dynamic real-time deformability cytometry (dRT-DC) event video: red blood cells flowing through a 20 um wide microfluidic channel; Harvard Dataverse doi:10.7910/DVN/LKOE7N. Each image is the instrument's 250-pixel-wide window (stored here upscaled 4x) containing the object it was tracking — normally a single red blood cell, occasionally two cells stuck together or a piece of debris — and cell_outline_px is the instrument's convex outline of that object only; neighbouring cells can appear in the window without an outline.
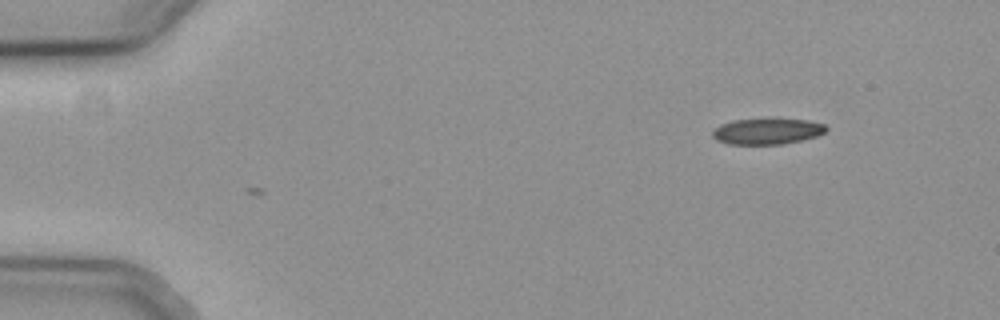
{"species": "common noctule bat (a hibernating species)", "species_latin": "Nyctalus noctula", "temperature_condition": "cold", "stored_images_in_passage": 7, "camera_frame_rate_fps": 3000, "um_per_image_px": 0.085, "animal": {"sex": "female", "body_mass_g": 19.3, "forearm_length_mm": 54.1}, "frame": {"image": 1, "passage_image": 7, "time_ms": 2.0, "image_size_px": [1000, 320], "cell_outline_px": [[828, 128], [824, 132], [816, 136], [784, 144], [728, 144], [716, 140], [712, 136], [712, 132], [720, 124], [732, 120], [808, 120], [824, 124]], "centroid_in_image_um": [65.18, 11.18], "position_along_channel_um": 19.8, "area_um2": 16.82}}